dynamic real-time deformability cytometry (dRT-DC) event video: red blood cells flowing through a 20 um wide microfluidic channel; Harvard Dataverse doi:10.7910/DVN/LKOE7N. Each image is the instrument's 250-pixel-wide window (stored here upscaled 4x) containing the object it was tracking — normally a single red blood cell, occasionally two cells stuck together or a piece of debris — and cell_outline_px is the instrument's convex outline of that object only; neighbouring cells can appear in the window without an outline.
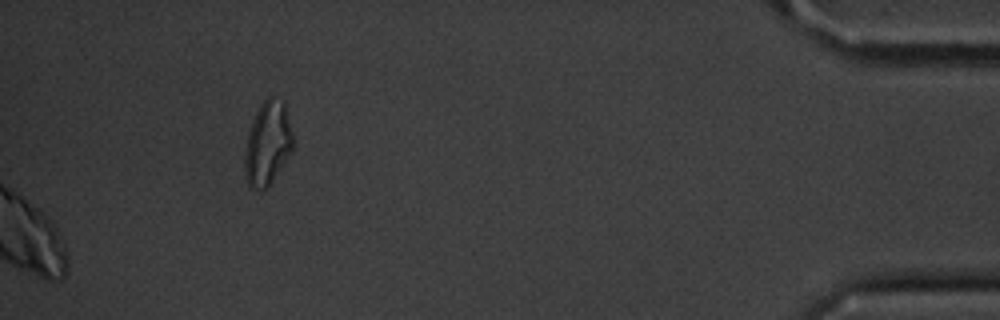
{"species": "common noctule bat (a hibernating species)", "species_latin": "Nyctalus noctula", "temperature_condition": "cold", "stored_images_in_passage": 55, "camera_frame_rate_fps": 3000, "um_per_image_px": 0.085, "animal": {"sex": "male", "body_mass_g": 20.1, "forearm_length_mm": 53.5}, "frame": {"image": 1, "passage_image": 55, "time_ms": 18.0, "image_size_px": [1000, 320], "cell_outline_px": [[292, 152], [268, 188], [264, 192], [252, 188], [248, 184], [244, 176], [244, 156], [248, 132], [252, 120], [260, 104], [272, 92], [284, 100], [292, 136]], "centroid_in_image_um": [22.73, 12.18], "position_along_channel_um": 412.5, "area_um2": 24.1}}